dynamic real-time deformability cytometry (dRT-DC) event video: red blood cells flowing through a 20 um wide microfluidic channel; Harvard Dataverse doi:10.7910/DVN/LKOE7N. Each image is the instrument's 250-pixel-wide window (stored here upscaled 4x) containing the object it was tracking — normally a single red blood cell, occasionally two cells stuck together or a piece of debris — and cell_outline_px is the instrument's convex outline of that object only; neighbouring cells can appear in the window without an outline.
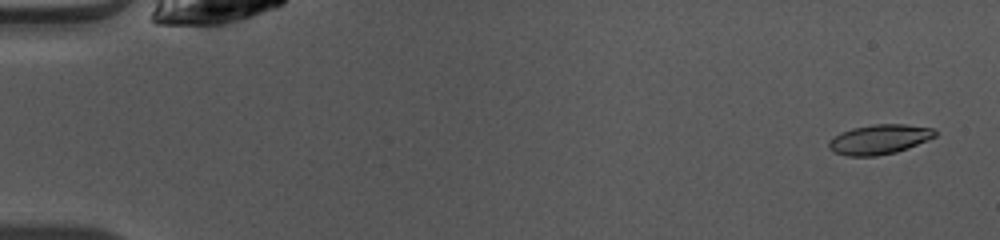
{"species": "common noctule bat (a hibernating species)", "species_latin": "Nyctalus noctula", "temperature_condition": "warm", "stored_images_in_passage": 47, "camera_frame_rate_fps": 3000, "um_per_image_px": 0.085, "animal": {"sex": "female", "body_mass_g": 10.0, "forearm_length_mm": 53.1}, "frame": {"image": 1, "passage_image": 2, "time_ms": 0.333, "image_size_px": [1000, 240], "cell_outline_px": [[936, 136], [928, 140], [908, 148], [896, 152], [876, 156], [848, 156], [836, 152], [828, 148], [828, 140], [840, 132], [852, 128], [872, 124], [904, 124], [932, 128], [936, 132]], "centroid_in_image_um": [74.72, 11.84], "position_along_channel_um": 10.3, "area_um2": 18.44}}
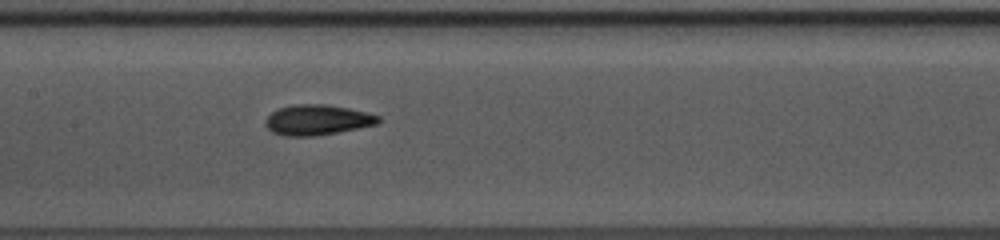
{"frame": {"image": 2, "passage_image": 24, "time_ms": 7.667, "image_size_px": [1000, 240], "cell_outline_px": [[380, 120], [376, 124], [336, 132], [312, 136], [284, 136], [272, 132], [264, 124], [264, 120], [272, 112], [280, 108], [296, 104], [324, 104], [348, 108], [368, 112], [380, 116]], "centroid_in_image_um": [26.94, 10.19], "position_along_channel_um": 180.5, "area_um2": 19.77}}
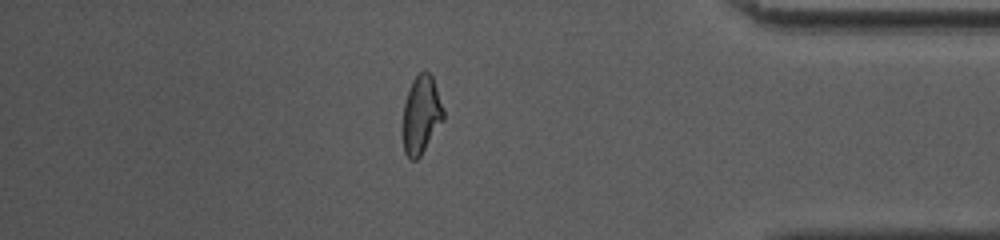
{"frame": {"image": 3, "passage_image": 42, "time_ms": 13.667, "image_size_px": [1000, 240], "cell_outline_px": [[444, 120], [420, 156], [416, 160], [412, 160], [404, 152], [404, 104], [412, 80], [424, 68], [432, 76], [444, 112]], "centroid_in_image_um": [35.82, 9.74], "position_along_channel_um": 399.4, "area_um2": 18.09}}